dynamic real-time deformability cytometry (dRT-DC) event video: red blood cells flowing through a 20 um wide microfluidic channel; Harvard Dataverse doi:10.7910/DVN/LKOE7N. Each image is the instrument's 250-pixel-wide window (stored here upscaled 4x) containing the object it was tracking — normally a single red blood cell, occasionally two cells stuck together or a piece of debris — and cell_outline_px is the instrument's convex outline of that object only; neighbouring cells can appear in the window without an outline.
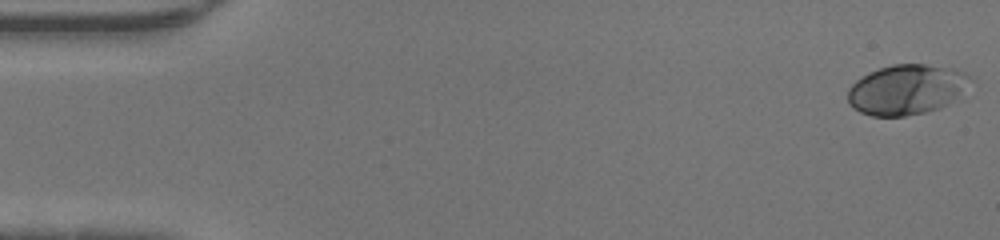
{"species": "human", "species_latin": "Homo sapiens", "temperature_condition": "warm", "stored_images_in_passage": 47, "camera_frame_rate_fps": 3000, "um_per_image_px": 0.085, "donor": {"sex": "male"}, "frame": {"image": 1, "passage_image": 1, "time_ms": 0.0, "image_size_px": [1000, 240], "cell_outline_px": [[972, 80], [948, 104], [940, 108], [928, 112], [904, 116], [872, 116], [860, 112], [852, 108], [848, 100], [848, 88], [856, 80], [868, 72], [892, 64], [924, 64], [956, 68], [964, 72]], "centroid_in_image_um": [77.02, 7.61], "position_along_channel_um": 8.0, "area_um2": 35.72}}
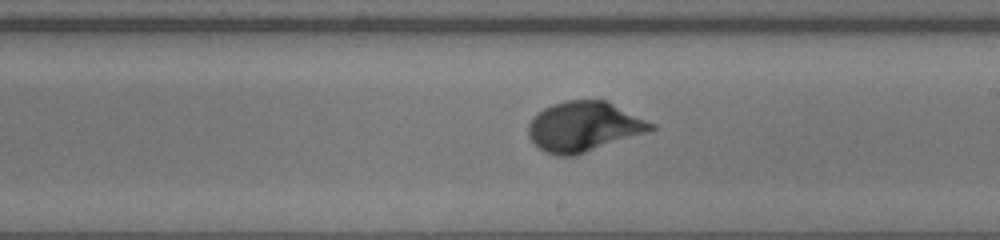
{"frame": {"image": 2, "passage_image": 27, "time_ms": 8.667, "image_size_px": [1000, 240], "cell_outline_px": [[656, 128], [576, 156], [556, 156], [544, 152], [528, 136], [528, 124], [544, 108], [552, 104], [564, 100], [608, 100], [656, 124]], "centroid_in_image_um": [49.64, 10.75], "position_along_channel_um": 239.4, "area_um2": 35.6}}
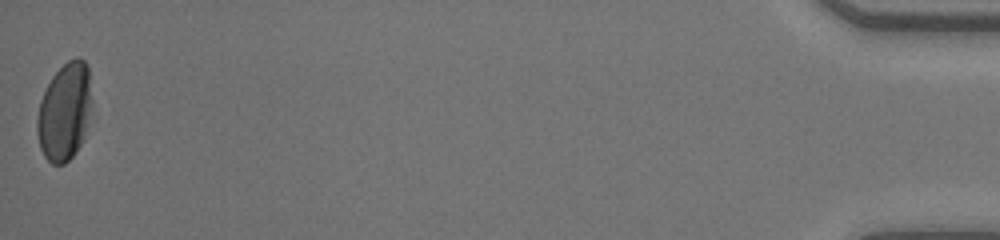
{"frame": {"image": 3, "passage_image": 47, "time_ms": 15.333, "image_size_px": [1000, 240], "cell_outline_px": [[92, 104], [84, 140], [76, 152], [64, 164], [52, 164], [44, 156], [40, 148], [36, 132], [36, 120], [40, 100], [52, 76], [68, 60], [76, 56], [80, 56], [88, 64], [92, 100]], "centroid_in_image_um": [5.51, 9.49], "position_along_channel_um": 429.7, "area_um2": 31.62}}